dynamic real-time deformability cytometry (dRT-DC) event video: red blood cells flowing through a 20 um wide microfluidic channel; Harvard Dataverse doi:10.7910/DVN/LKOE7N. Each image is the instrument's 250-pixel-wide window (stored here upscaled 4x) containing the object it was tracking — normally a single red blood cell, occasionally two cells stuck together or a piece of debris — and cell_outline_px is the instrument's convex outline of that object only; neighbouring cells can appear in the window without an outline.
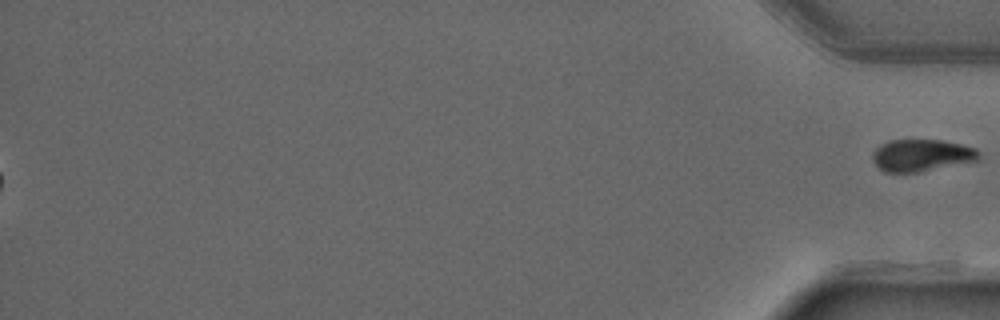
{"species": "common noctule bat (a hibernating species)", "species_latin": "Nyctalus noctula", "temperature_condition": "warm", "stored_images_in_passage": 51, "segment_of_instrument_passage": [2, 2], "camera_frame_rate_fps": 3000, "um_per_image_px": 0.085, "animal": {"sex": "male", "forearm_length_mm": 52.5}, "frame": {"image": 1, "passage_image": 51, "time_ms": 16.667, "image_size_px": [1000, 320], "cell_outline_px": [[980, 160], [920, 172], [884, 172], [872, 160], [872, 152], [880, 144], [892, 140], [940, 140], [960, 144], [976, 148], [980, 152]], "centroid_in_image_um": [78.35, 13.2], "position_along_channel_um": 356.8, "area_um2": 19.94}}